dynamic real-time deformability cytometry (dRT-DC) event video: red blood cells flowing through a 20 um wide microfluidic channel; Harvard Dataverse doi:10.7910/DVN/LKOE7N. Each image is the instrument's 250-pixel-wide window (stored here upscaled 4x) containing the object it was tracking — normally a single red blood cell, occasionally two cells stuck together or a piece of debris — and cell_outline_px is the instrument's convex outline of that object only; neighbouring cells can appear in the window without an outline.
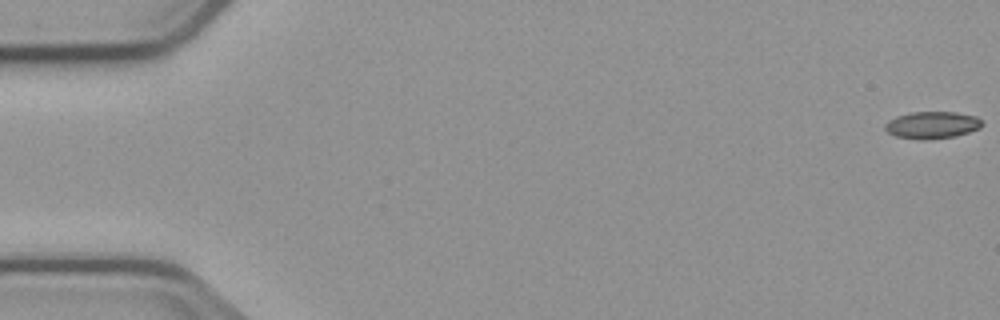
{"species": "common noctule bat (a hibernating species)", "species_latin": "Nyctalus noctula", "temperature_condition": "cold", "stored_images_in_passage": 12, "camera_frame_rate_fps": 3000, "um_per_image_px": 0.085, "animal": {"sex": "male", "body_mass_g": 23.1, "forearm_length_mm": 52.7}, "frame": {"image": 1, "passage_image": 1, "time_ms": 0.0, "image_size_px": [1000, 320], "cell_outline_px": [[984, 124], [980, 128], [956, 136], [928, 140], [920, 140], [896, 136], [888, 132], [884, 128], [884, 124], [888, 120], [896, 116], [912, 112], [956, 112], [976, 116]], "centroid_in_image_um": [79.22, 10.63], "position_along_channel_um": 5.8, "area_um2": 15.43}}